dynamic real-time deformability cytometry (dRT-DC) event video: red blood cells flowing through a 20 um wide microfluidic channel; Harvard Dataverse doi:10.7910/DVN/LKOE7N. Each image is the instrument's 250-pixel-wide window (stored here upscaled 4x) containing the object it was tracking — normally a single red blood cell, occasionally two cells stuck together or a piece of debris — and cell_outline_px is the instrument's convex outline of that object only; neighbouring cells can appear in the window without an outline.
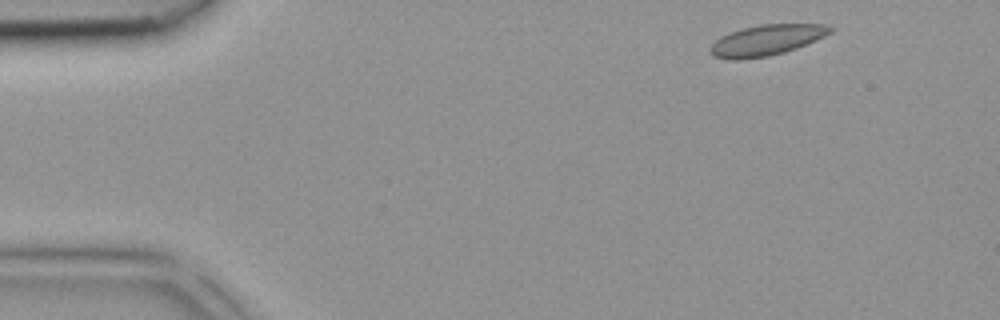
{"species": "common noctule bat (a hibernating species)", "species_latin": "Nyctalus noctula", "temperature_condition": "room temperature", "stored_images_in_passage": 3, "camera_frame_rate_fps": 3000, "um_per_image_px": 0.085, "animal": {"sex": "female", "body_mass_g": 18.4}, "frame": {"image": 1, "passage_image": 1, "time_ms": 0.0, "image_size_px": [1000, 320], "cell_outline_px": [[836, 28], [832, 32], [816, 40], [796, 48], [784, 52], [768, 56], [740, 60], [732, 60], [712, 56], [708, 52], [708, 48], [720, 36], [744, 28], [760, 24], [824, 24]], "centroid_in_image_um": [65.14, 3.42], "position_along_channel_um": 19.9, "area_um2": 21.56}}